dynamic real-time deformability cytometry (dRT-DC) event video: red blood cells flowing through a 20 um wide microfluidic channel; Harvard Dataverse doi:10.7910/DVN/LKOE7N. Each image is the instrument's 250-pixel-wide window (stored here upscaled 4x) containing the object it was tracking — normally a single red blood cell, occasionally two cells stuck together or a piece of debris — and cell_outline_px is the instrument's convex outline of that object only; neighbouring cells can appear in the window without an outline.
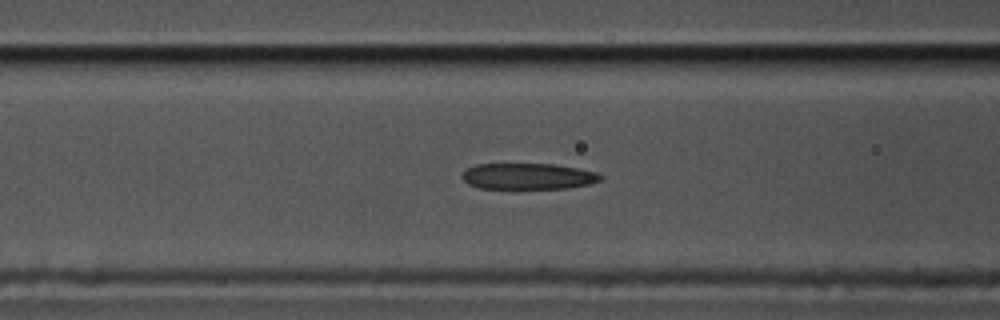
{"species": "common noctule bat (a hibernating species)", "species_latin": "Nyctalus noctula", "temperature_condition": "cold", "stored_images_in_passage": 40, "camera_frame_rate_fps": 3000, "um_per_image_px": 0.085, "animal": {"sex": "male", "body_mass_g": 17.5, "forearm_length_mm": 52.3}, "frame": {"image": 1, "passage_image": 8, "time_ms": 2.333, "image_size_px": [1000, 320], "cell_outline_px": [[604, 176], [600, 180], [588, 184], [564, 188], [480, 188], [468, 184], [460, 176], [468, 168], [476, 164], [552, 164], [576, 168], [596, 172]], "centroid_in_image_um": [44.86, 14.98], "position_along_channel_um": 121.7, "area_um2": 20.81}}
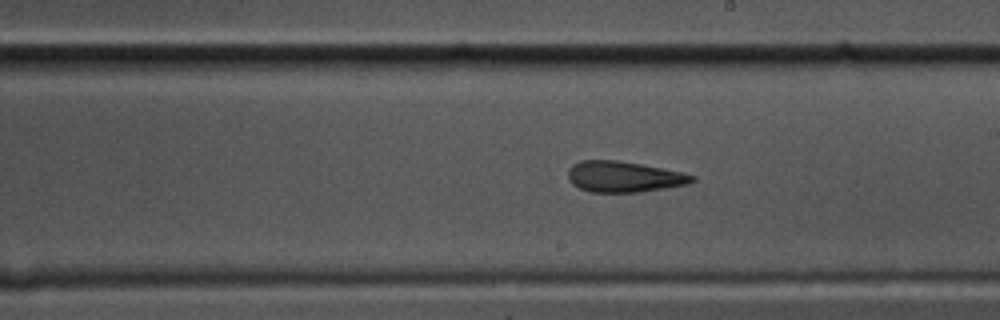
{"frame": {"image": 2, "passage_image": 18, "time_ms": 5.667, "image_size_px": [1000, 320], "cell_outline_px": [[696, 180], [688, 184], [640, 192], [592, 192], [580, 188], [572, 184], [568, 180], [568, 168], [572, 164], [580, 160], [616, 160], [640, 164], [684, 172], [696, 176]], "centroid_in_image_um": [53.02, 15.02], "position_along_channel_um": 236.0, "area_um2": 22.43}}
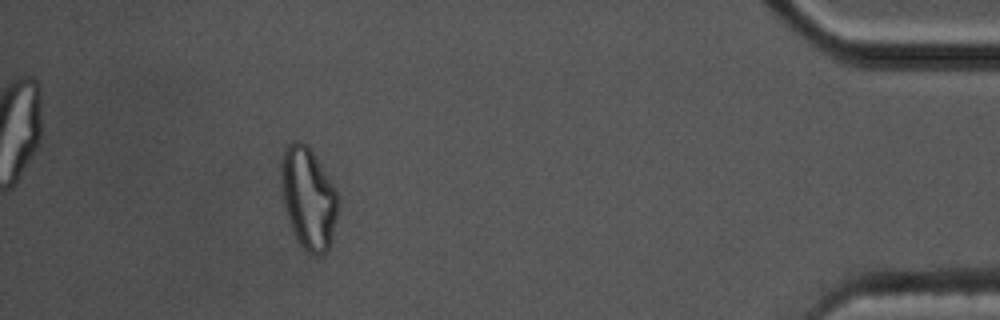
{"frame": {"image": 3, "passage_image": 38, "time_ms": 12.333, "image_size_px": [1000, 320], "cell_outline_px": [[340, 204], [332, 240], [328, 248], [320, 256], [312, 256], [300, 244], [292, 228], [284, 204], [280, 188], [280, 164], [284, 148], [292, 140], [300, 140], [308, 144], [316, 156], [336, 188], [340, 196]], "centroid_in_image_um": [26.23, 16.79], "position_along_channel_um": 409.0, "area_um2": 34.51}}